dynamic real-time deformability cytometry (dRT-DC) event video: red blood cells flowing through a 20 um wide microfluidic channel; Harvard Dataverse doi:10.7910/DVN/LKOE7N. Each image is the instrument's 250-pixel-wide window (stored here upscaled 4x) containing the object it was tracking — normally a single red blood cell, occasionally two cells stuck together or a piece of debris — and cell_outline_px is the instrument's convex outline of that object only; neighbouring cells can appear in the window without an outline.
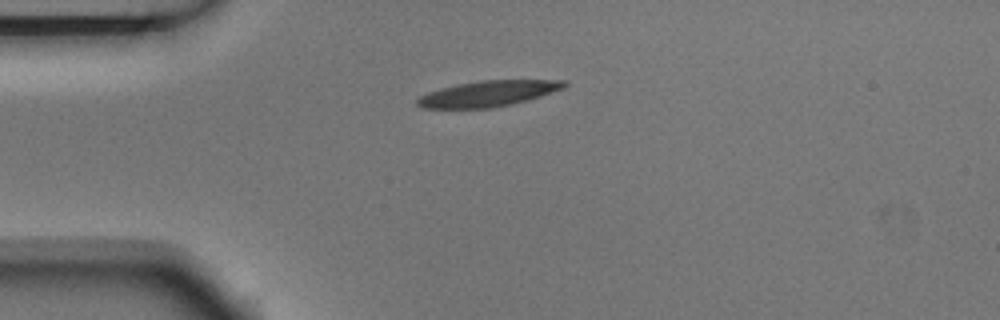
{"species": "Egyptian fruit bat (a non-hibernating species)", "species_latin": "Rousettus aegyptiacus", "temperature_condition": "room temperature", "stored_images_in_passage": 4, "camera_frame_rate_fps": 3000, "um_per_image_px": 0.085, "animal": {"sex": "male"}, "frame": {"image": 1, "passage_image": 4, "time_ms": 1.0, "image_size_px": [1000, 320], "cell_outline_px": [[568, 84], [564, 88], [528, 100], [512, 104], [492, 108], [420, 108], [416, 104], [416, 100], [420, 96], [428, 92], [460, 84], [480, 80], [568, 80]], "centroid_in_image_um": [41.52, 7.96], "position_along_channel_um": 43.5, "area_um2": 21.96}}